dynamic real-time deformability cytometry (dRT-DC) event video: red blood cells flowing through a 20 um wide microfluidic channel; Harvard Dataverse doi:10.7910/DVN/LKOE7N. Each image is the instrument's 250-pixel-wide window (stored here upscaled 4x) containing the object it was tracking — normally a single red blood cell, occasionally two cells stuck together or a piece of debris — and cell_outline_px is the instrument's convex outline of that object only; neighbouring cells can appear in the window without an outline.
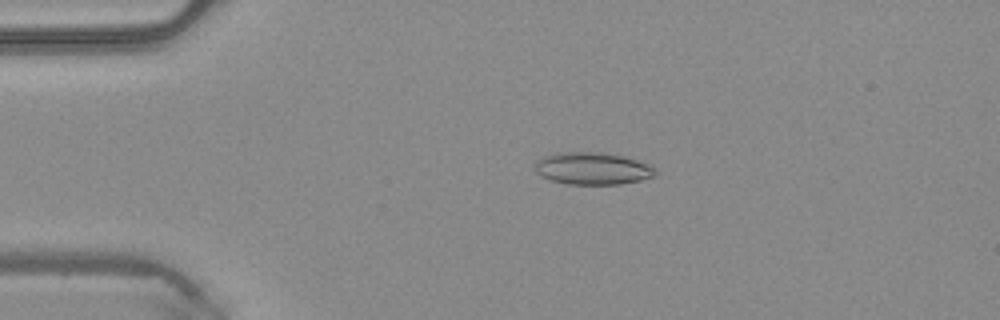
{"species": "common noctule bat (a hibernating species)", "species_latin": "Nyctalus noctula", "temperature_condition": "warm", "stored_images_in_passage": 39, "camera_frame_rate_fps": 3000, "um_per_image_px": 0.085, "animal": {"sex": "male", "body_mass_g": 20.4}, "frame": {"image": 1, "passage_image": 1, "time_ms": 0.0, "image_size_px": [1000, 320], "cell_outline_px": [[656, 176], [640, 180], [620, 184], [568, 184], [552, 180], [540, 176], [536, 172], [536, 160], [544, 156], [560, 152], [604, 152], [624, 156], [648, 164], [656, 172]], "centroid_in_image_um": [50.35, 14.31], "position_along_channel_um": 34.6, "area_um2": 22.54}}
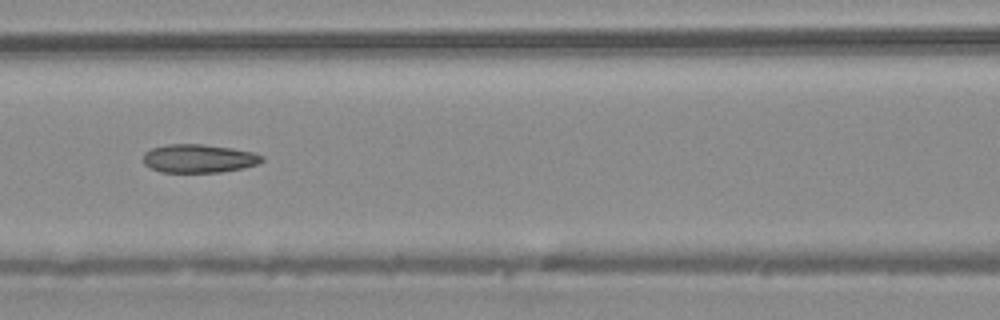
{"frame": {"image": 2, "passage_image": 12, "time_ms": 3.667, "image_size_px": [1000, 320], "cell_outline_px": [[264, 160], [256, 164], [244, 168], [220, 172], [160, 172], [144, 164], [144, 152], [152, 148], [168, 144], [204, 144], [232, 148], [252, 152], [264, 156]], "centroid_in_image_um": [16.9, 13.47], "position_along_channel_um": 149.7, "area_um2": 19.65}}
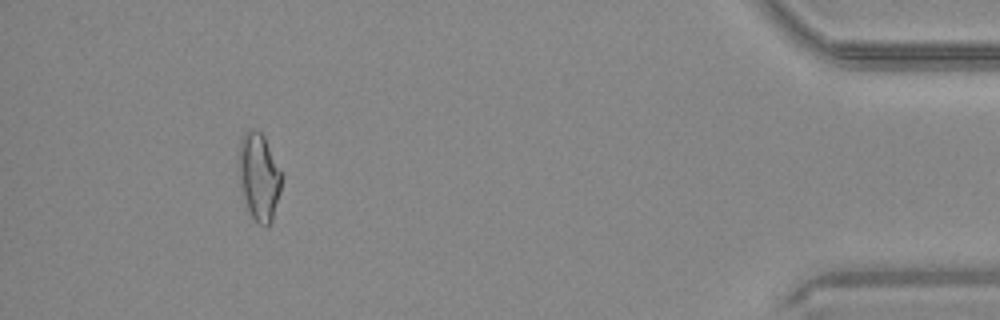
{"frame": {"image": 3, "passage_image": 35, "time_ms": 11.333, "image_size_px": [1000, 320], "cell_outline_px": [[280, 192], [272, 220], [268, 228], [264, 228], [252, 216], [248, 208], [240, 188], [236, 160], [240, 140], [244, 132], [248, 128], [256, 128], [264, 136], [280, 172]], "centroid_in_image_um": [21.95, 14.98], "position_along_channel_um": 413.3, "area_um2": 21.96}, "authors_computed_cell_mechanics": {"area_um2": 19.9988, "velocity_mm_per_s": 4.2525, "shape_relaxation_time_tau1_ms": null, "shape_relaxation_time_tau2_ms": 3.1683, "deformation_change_tau1": null, "deformation_change_tau2": 0.1137}}